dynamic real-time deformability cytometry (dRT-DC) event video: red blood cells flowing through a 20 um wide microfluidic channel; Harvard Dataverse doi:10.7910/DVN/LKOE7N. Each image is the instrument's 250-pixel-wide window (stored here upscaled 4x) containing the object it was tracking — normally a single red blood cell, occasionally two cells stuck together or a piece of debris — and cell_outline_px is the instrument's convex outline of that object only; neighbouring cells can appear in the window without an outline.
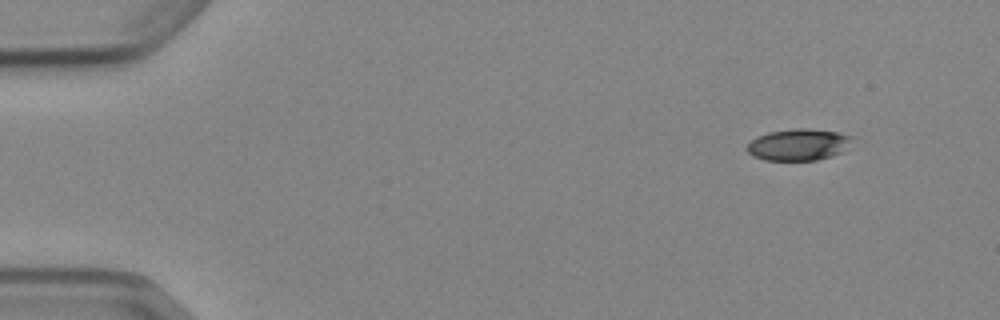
{"species": "Egyptian fruit bat (a non-hibernating species)", "species_latin": "Rousettus aegyptiacus", "temperature_condition": "cold", "stored_images_in_passage": 4, "camera_frame_rate_fps": 3000, "um_per_image_px": 0.085, "animal": {"sex": "female"}, "frame": {"image": 1, "passage_image": 1, "time_ms": 0.0, "image_size_px": [1000, 320], "cell_outline_px": [[852, 136], [840, 152], [832, 156], [816, 160], [764, 160], [752, 156], [744, 148], [756, 136], [768, 132], [796, 128], [804, 128], [836, 132]], "centroid_in_image_um": [67.76, 12.3], "position_along_channel_um": 17.2, "area_um2": 19.07}}
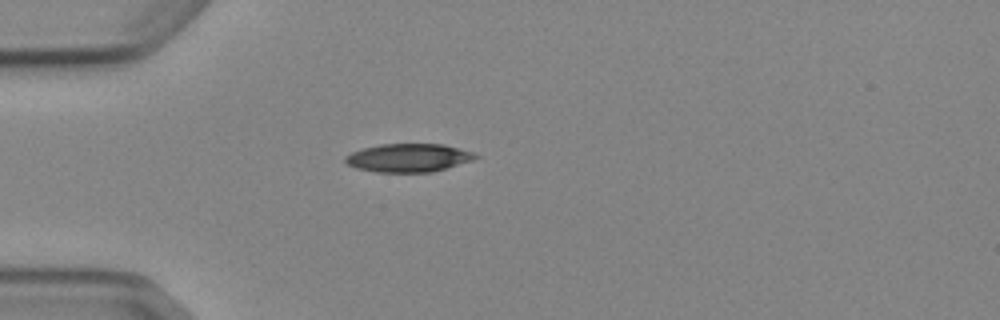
{"frame": {"image": 2, "passage_image": 3, "time_ms": 3.333, "image_size_px": [1000, 320], "cell_outline_px": [[480, 156], [472, 160], [432, 172], [376, 172], [356, 168], [348, 164], [344, 160], [344, 156], [352, 152], [364, 148], [380, 144], [444, 144], [472, 152]], "centroid_in_image_um": [34.7, 13.41], "position_along_channel_um": 50.3, "area_um2": 21.33}}